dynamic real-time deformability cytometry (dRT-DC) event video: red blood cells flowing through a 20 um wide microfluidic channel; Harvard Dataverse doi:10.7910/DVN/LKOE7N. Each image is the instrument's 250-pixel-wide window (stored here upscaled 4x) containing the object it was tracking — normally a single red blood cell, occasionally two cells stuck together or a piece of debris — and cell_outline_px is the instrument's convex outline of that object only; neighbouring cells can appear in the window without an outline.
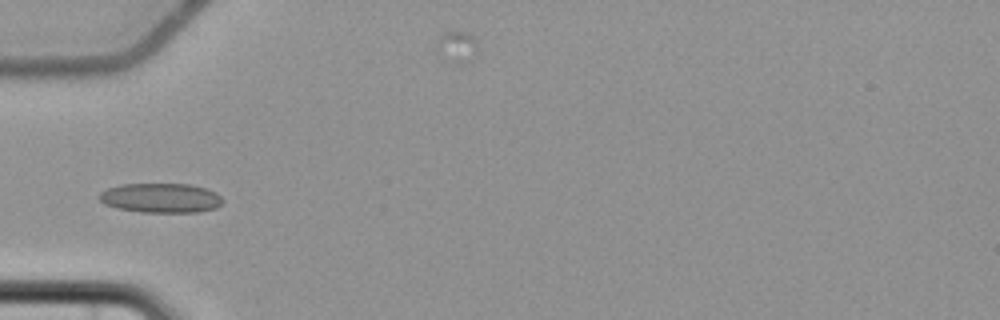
{"species": "common noctule bat (a hibernating species)", "species_latin": "Nyctalus noctula", "temperature_condition": "cold", "stored_images_in_passage": 7, "camera_frame_rate_fps": 3000, "um_per_image_px": 0.085, "animal": {"sex": "female", "body_mass_g": 22.7, "forearm_length_mm": 54.2}, "frame": {"image": 1, "passage_image": 5, "time_ms": 6.667, "image_size_px": [1000, 320], "cell_outline_px": [[224, 200], [216, 208], [200, 212], [140, 212], [116, 208], [104, 204], [96, 196], [100, 192], [108, 188], [120, 184], [192, 184], [216, 192]], "centroid_in_image_um": [13.65, 16.83], "position_along_channel_um": 71.4, "area_um2": 21.44}}
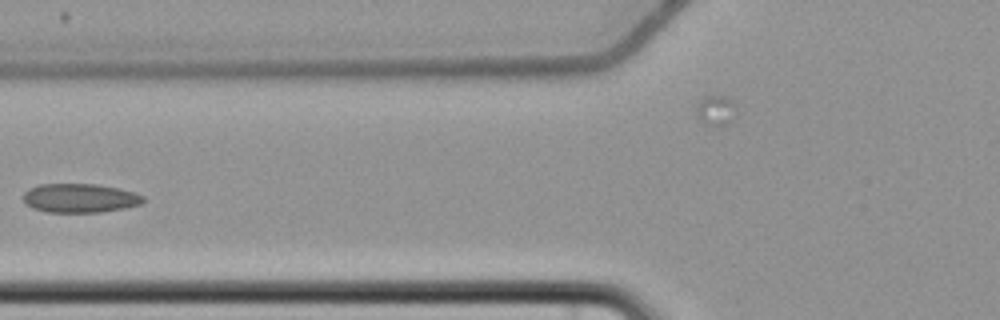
{"frame": {"image": 2, "passage_image": 6, "time_ms": 8.0, "image_size_px": [1000, 320], "cell_outline_px": [[144, 200], [140, 204], [124, 208], [100, 212], [48, 212], [32, 208], [24, 200], [24, 192], [28, 188], [40, 184], [96, 184], [116, 188], [132, 192], [144, 196]], "centroid_in_image_um": [6.76, 16.83], "position_along_channel_um": 119.0, "area_um2": 20.06}}